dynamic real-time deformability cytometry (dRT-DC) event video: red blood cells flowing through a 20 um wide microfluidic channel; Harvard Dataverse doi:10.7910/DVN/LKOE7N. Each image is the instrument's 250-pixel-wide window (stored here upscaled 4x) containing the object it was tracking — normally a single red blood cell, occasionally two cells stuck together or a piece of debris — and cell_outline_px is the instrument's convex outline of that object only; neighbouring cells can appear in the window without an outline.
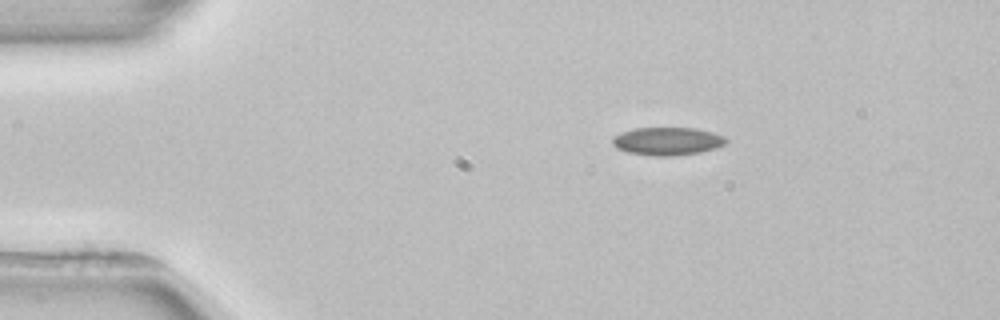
{"species": "common noctule bat (a hibernating species)", "species_latin": "Nyctalus noctula", "temperature_condition": "room temperature", "stored_images_in_passage": 2, "camera_frame_rate_fps": 3000, "um_per_image_px": 0.085, "animal": {"sex": "female", "body_mass_g": 22.7, "forearm_length_mm": 54.2}, "frame": {"image": 1, "passage_image": 1, "time_ms": 0.0, "image_size_px": [1000, 320], "cell_outline_px": [[728, 140], [724, 144], [716, 148], [700, 152], [672, 156], [652, 156], [628, 152], [616, 148], [612, 144], [612, 136], [620, 132], [632, 128], [696, 128], [712, 132], [724, 136]], "centroid_in_image_um": [56.69, 12.0], "position_along_channel_um": 28.3, "area_um2": 18.67}}